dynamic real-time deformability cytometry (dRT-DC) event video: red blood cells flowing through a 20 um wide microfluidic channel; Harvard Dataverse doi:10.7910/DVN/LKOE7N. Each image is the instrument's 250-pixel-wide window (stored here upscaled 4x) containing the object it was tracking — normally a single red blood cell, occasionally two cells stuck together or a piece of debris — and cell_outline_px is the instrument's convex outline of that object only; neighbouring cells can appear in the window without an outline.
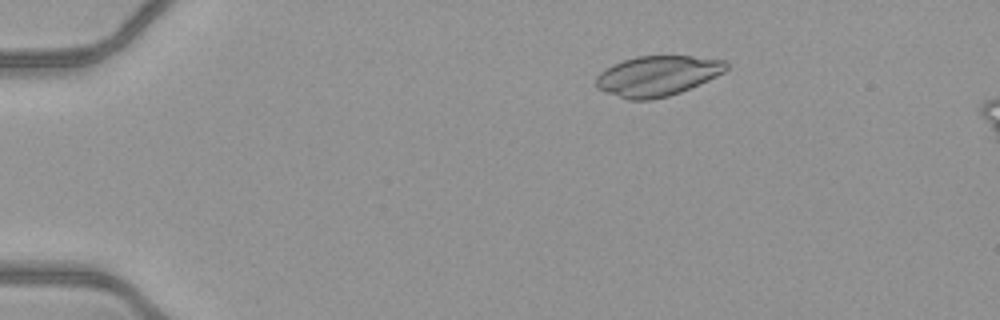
{"species": "common noctule bat (a hibernating species)", "species_latin": "Nyctalus noctula", "temperature_condition": "warm", "stored_images_in_passage": 52, "camera_frame_rate_fps": 3000, "um_per_image_px": 0.085, "animal": {"sex": "female", "body_mass_g": 21.9}, "frame": {"image": 1, "passage_image": 10, "time_ms": 3.0, "image_size_px": [1000, 320], "cell_outline_px": [[728, 68], [724, 72], [708, 80], [680, 92], [668, 96], [652, 100], [628, 100], [604, 92], [596, 88], [596, 76], [604, 68], [612, 64], [636, 56], [692, 56], [724, 60], [728, 64]], "centroid_in_image_um": [55.84, 6.45], "position_along_channel_um": 29.2, "area_um2": 30.63}}
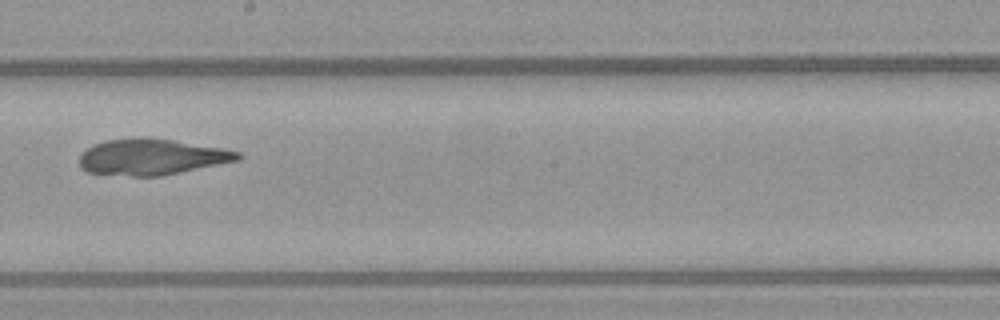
{"frame": {"image": 2, "passage_image": 31, "time_ms": 10.0, "image_size_px": [1000, 320], "cell_outline_px": [[244, 156], [240, 160], [160, 176], [132, 176], [88, 172], [80, 168], [80, 156], [88, 148], [104, 140], [140, 136], [144, 136], [172, 140], [220, 148], [240, 152]], "centroid_in_image_um": [12.9, 13.33], "position_along_channel_um": 235.3, "area_um2": 33.18}}
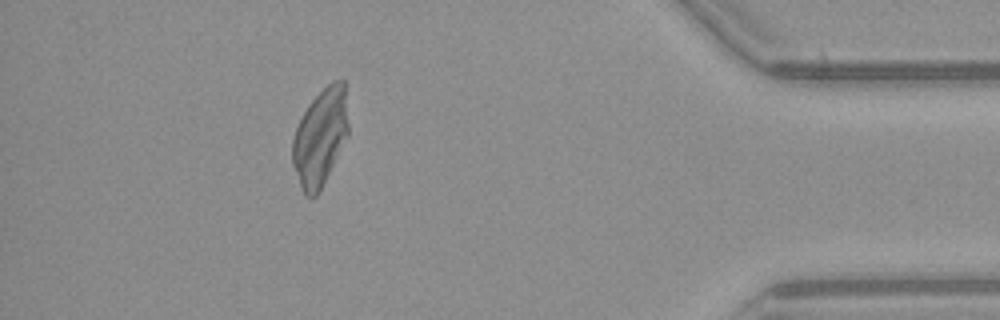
{"frame": {"image": 3, "passage_image": 47, "time_ms": 15.333, "image_size_px": [1000, 320], "cell_outline_px": [[348, 136], [320, 192], [316, 196], [304, 196], [292, 164], [292, 140], [296, 128], [308, 104], [332, 80], [344, 80], [348, 124]], "centroid_in_image_um": [27.22, 11.7], "position_along_channel_um": 408.0, "area_um2": 31.62}}